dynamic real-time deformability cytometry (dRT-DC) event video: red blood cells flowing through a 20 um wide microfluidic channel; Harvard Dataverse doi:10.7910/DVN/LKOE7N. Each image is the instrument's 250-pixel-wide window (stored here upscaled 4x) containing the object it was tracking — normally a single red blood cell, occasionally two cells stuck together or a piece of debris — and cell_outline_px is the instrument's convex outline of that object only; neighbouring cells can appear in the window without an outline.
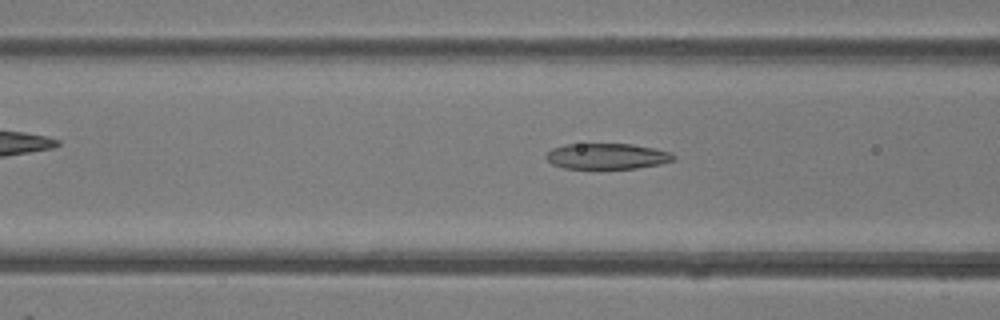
{"species": "common noctule bat (a hibernating species)", "species_latin": "Nyctalus noctula", "temperature_condition": "room temperature", "stored_images_in_passage": 34, "camera_frame_rate_fps": 3000, "um_per_image_px": 0.085, "animal": {"sex": "female"}, "frame": {"image": 1, "passage_image": 8, "time_ms": 2.333, "image_size_px": [1000, 320], "cell_outline_px": [[676, 160], [660, 164], [636, 168], [564, 168], [552, 164], [544, 156], [552, 148], [564, 144], [632, 144], [656, 148], [672, 152], [676, 156]], "centroid_in_image_um": [51.64, 13.27], "position_along_channel_um": 115.0, "area_um2": 19.25}}
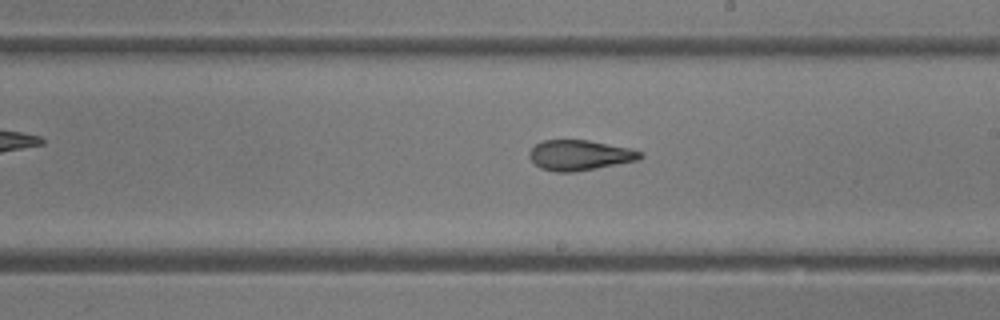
{"frame": {"image": 2, "passage_image": 17, "time_ms": 5.333, "image_size_px": [1000, 320], "cell_outline_px": [[644, 156], [640, 160], [596, 168], [572, 172], [556, 172], [540, 168], [528, 156], [528, 152], [536, 144], [544, 140], [588, 140], [632, 148], [640, 152]], "centroid_in_image_um": [49.29, 13.19], "position_along_channel_um": 239.7, "area_um2": 19.59}}
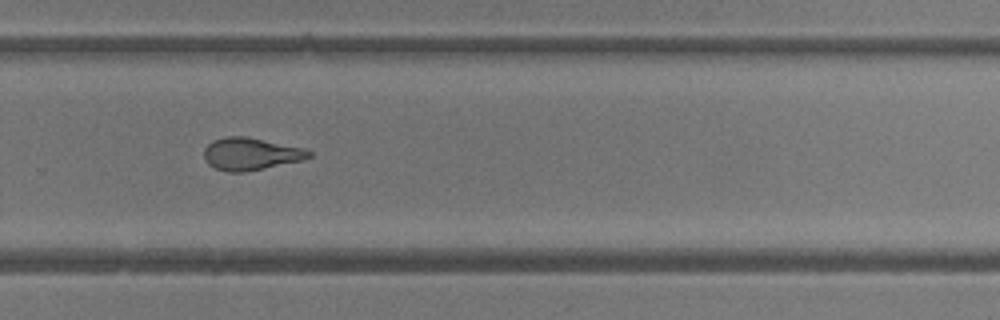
{"frame": {"image": 3, "passage_image": 22, "time_ms": 7.0, "image_size_px": [1000, 320], "cell_outline_px": [[312, 156], [300, 160], [264, 168], [244, 172], [228, 172], [216, 168], [208, 164], [204, 160], [204, 148], [212, 140], [224, 136], [244, 136], [304, 148], [312, 152]], "centroid_in_image_um": [21.26, 13.07], "position_along_channel_um": 308.5, "area_um2": 19.65}, "authors_computed_cell_mechanics": {"area_um2": 19.941, "velocity_mm_per_s": 4.1419, "shape_relaxation_time_tau1_ms": null, "shape_relaxation_time_tau2_ms": 1.8028, "deformation_change_tau1": null, "deformation_change_tau2": 0.098}}